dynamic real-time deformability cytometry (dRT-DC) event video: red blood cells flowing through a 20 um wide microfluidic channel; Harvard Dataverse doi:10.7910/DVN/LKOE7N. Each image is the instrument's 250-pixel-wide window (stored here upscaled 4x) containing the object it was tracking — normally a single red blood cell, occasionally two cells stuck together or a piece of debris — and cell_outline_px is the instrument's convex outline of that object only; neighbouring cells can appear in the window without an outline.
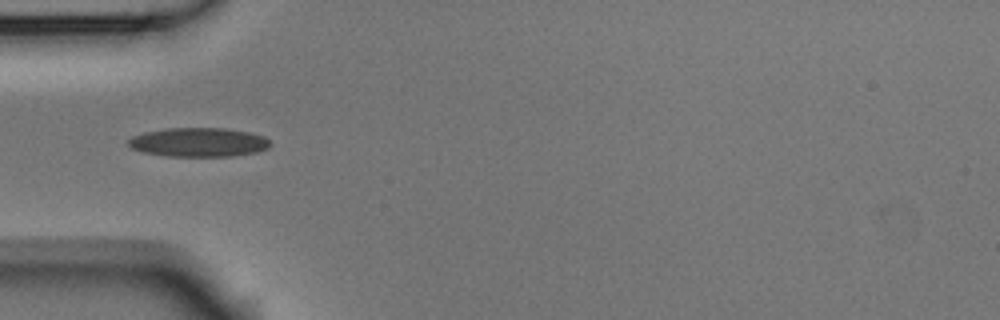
{"species": "Egyptian fruit bat (a non-hibernating species)", "species_latin": "Rousettus aegyptiacus", "temperature_condition": "room temperature", "stored_images_in_passage": 2, "camera_frame_rate_fps": 3000, "um_per_image_px": 0.085, "animal": {"sex": "male"}, "frame": {"image": 1, "passage_image": 1, "time_ms": 0.0, "image_size_px": [1000, 320], "cell_outline_px": [[272, 144], [268, 148], [256, 152], [232, 156], [168, 156], [144, 152], [132, 148], [128, 144], [128, 140], [132, 136], [144, 132], [164, 128], [224, 128], [248, 132], [264, 136]], "centroid_in_image_um": [16.88, 12.08], "position_along_channel_um": 68.1, "area_um2": 23.99}}
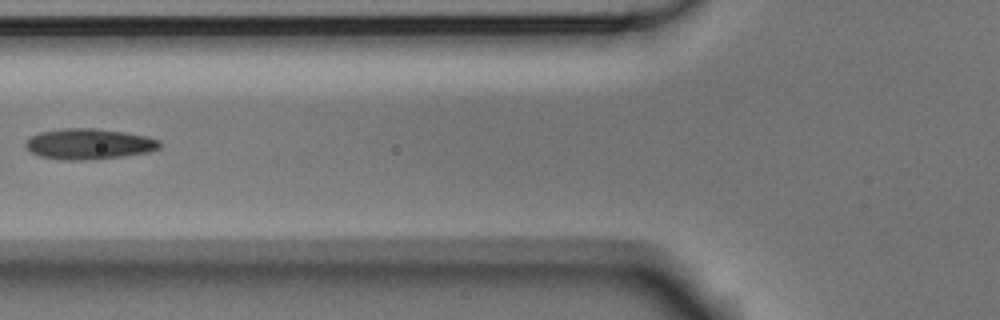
{"frame": {"image": 2, "passage_image": 2, "time_ms": 0.333, "image_size_px": [1000, 320], "cell_outline_px": [[160, 148], [148, 152], [124, 156], [96, 160], [60, 160], [40, 156], [32, 152], [24, 144], [32, 136], [40, 132], [68, 128], [96, 128], [148, 136], [160, 140]], "centroid_in_image_um": [7.59, 12.25], "position_along_channel_um": 118.2, "area_um2": 23.99}}